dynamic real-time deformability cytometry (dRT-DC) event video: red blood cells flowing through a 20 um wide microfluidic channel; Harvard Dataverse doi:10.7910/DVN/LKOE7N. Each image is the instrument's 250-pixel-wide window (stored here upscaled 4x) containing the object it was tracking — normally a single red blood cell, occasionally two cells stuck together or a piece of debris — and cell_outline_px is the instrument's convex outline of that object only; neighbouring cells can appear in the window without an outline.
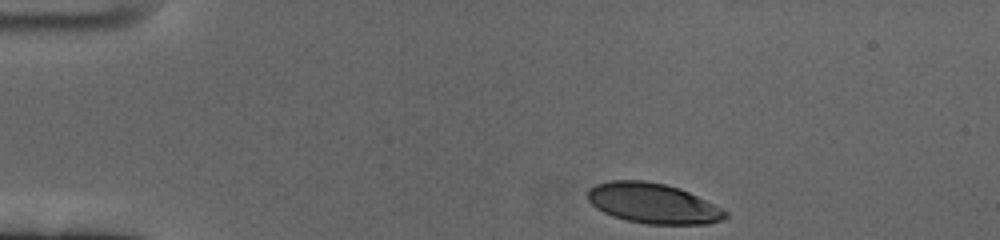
{"species": "human", "species_latin": "Homo sapiens", "temperature_condition": "cold", "stored_images_in_passage": 42, "camera_frame_rate_fps": 3000, "um_per_image_px": 0.085, "donor": {"sex": "female"}, "frame": {"image": 1, "passage_image": 1, "time_ms": 0.0, "image_size_px": [1000, 240], "cell_outline_px": [[728, 216], [724, 220], [708, 224], [648, 224], [628, 220], [612, 216], [596, 208], [588, 200], [588, 188], [596, 184], [612, 180], [644, 180], [664, 184], [680, 188], [728, 212]], "centroid_in_image_um": [55.49, 17.28], "position_along_channel_um": 29.5, "area_um2": 32.08}}
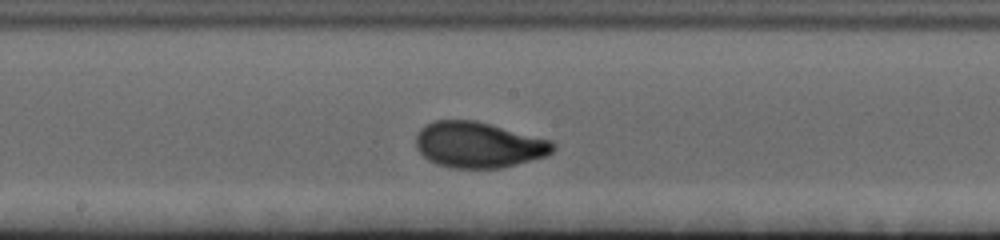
{"frame": {"image": 2, "passage_image": 23, "time_ms": 7.333, "image_size_px": [1000, 240], "cell_outline_px": [[556, 148], [548, 156], [500, 168], [452, 168], [436, 164], [428, 160], [416, 148], [416, 136], [420, 128], [424, 124], [432, 120], [476, 120], [552, 140], [556, 144]], "centroid_in_image_um": [40.68, 12.3], "position_along_channel_um": 207.5, "area_um2": 36.99}}
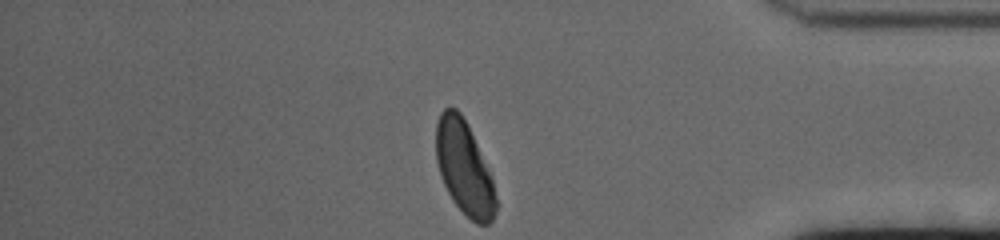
{"frame": {"image": 3, "passage_image": 42, "time_ms": 13.667, "image_size_px": [1000, 240], "cell_outline_px": [[496, 212], [492, 220], [488, 224], [476, 224], [452, 200], [440, 176], [436, 160], [436, 124], [440, 112], [444, 108], [456, 108], [460, 112], [472, 136], [492, 180], [496, 196]], "centroid_in_image_um": [39.43, 14.29], "position_along_channel_um": 395.8, "area_um2": 31.85}, "authors_computed_cell_mechanics": {"area_um2": 35.2869, "velocity_mm_per_s": 3.3555, "shape_relaxation_time_tau1_ms": 3.3632, "shape_relaxation_time_tau2_ms": null, "deformation_change_tau1": 0.1609, "deformation_change_tau2": null}}